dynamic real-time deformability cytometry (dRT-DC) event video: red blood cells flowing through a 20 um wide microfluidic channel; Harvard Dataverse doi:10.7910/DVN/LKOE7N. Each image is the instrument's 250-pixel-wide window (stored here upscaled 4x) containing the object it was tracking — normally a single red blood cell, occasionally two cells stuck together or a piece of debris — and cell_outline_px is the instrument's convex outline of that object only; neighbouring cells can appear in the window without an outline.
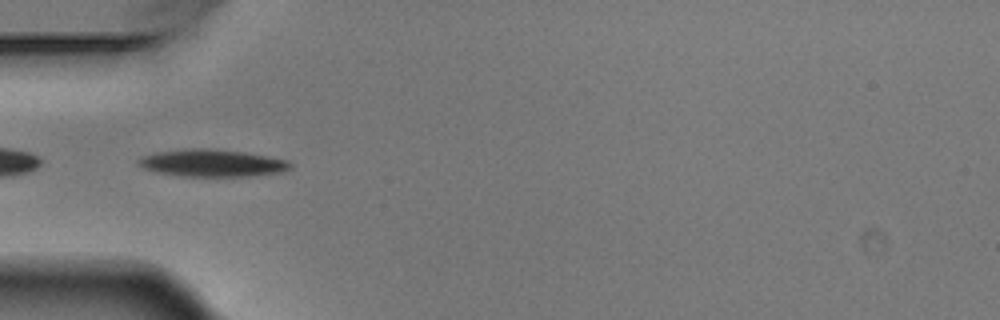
{"species": "Egyptian fruit bat (a non-hibernating species)", "species_latin": "Rousettus aegyptiacus", "temperature_condition": "warm", "stored_images_in_passage": 4, "camera_frame_rate_fps": 3000, "um_per_image_px": 0.085, "animal": {"sex": "male"}, "frame": {"image": 1, "passage_image": 3, "time_ms": 0.667, "image_size_px": [1000, 320], "cell_outline_px": [[292, 168], [280, 172], [248, 176], [180, 176], [156, 172], [144, 168], [136, 164], [136, 160], [144, 156], [156, 152], [192, 148], [200, 148], [244, 152], [288, 160], [292, 164]], "centroid_in_image_um": [18.01, 13.86], "position_along_channel_um": 67.0, "area_um2": 23.93}}
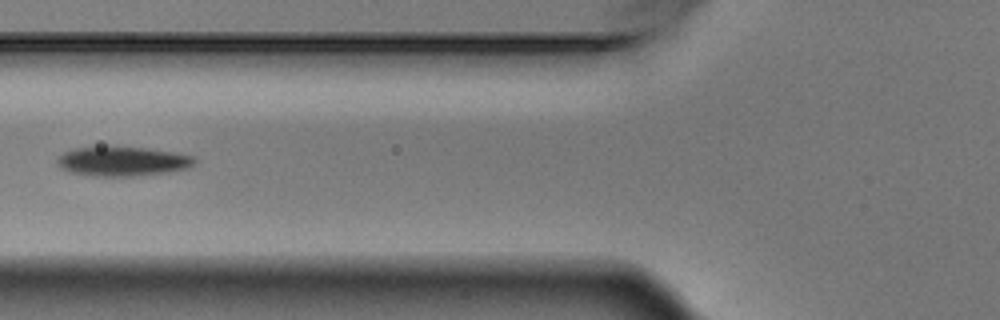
{"frame": {"image": 2, "passage_image": 4, "time_ms": 1.0, "image_size_px": [1000, 320], "cell_outline_px": [[196, 160], [188, 168], [168, 172], [136, 176], [96, 176], [72, 172], [60, 168], [56, 160], [64, 152], [76, 148], [148, 148], [196, 156]], "centroid_in_image_um": [10.45, 13.73], "position_along_channel_um": 115.3, "area_um2": 23.06}}